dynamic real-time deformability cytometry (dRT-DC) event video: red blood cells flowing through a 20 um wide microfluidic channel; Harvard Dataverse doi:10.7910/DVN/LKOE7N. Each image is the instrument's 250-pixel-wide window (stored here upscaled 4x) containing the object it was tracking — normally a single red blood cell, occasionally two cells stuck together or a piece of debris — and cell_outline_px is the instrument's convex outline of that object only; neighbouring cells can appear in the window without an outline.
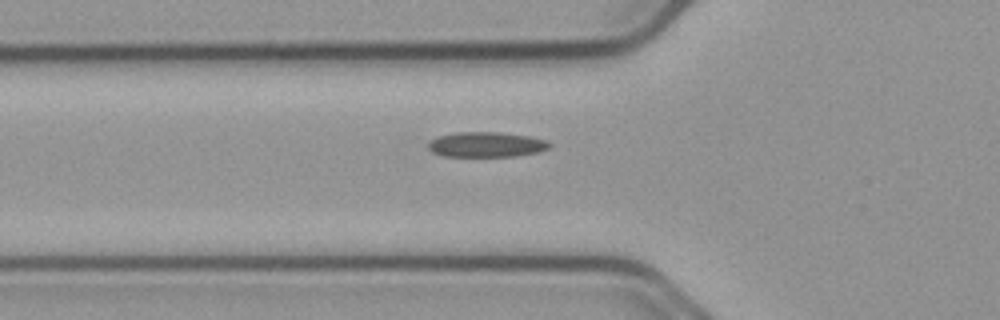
{"species": "common noctule bat (a hibernating species)", "species_latin": "Nyctalus noctula", "temperature_condition": "cold", "stored_images_in_passage": 41, "camera_frame_rate_fps": 3000, "um_per_image_px": 0.085, "animal": {"sex": "male", "body_mass_g": 23.1, "forearm_length_mm": 52.7}, "frame": {"image": 1, "passage_image": 7, "time_ms": 2.0, "image_size_px": [1000, 320], "cell_outline_px": [[552, 144], [548, 148], [540, 152], [516, 156], [440, 156], [432, 152], [428, 148], [428, 144], [436, 136], [456, 132], [500, 132], [528, 136], [544, 140]], "centroid_in_image_um": [41.31, 12.29], "position_along_channel_um": 84.5, "area_um2": 17.8}}
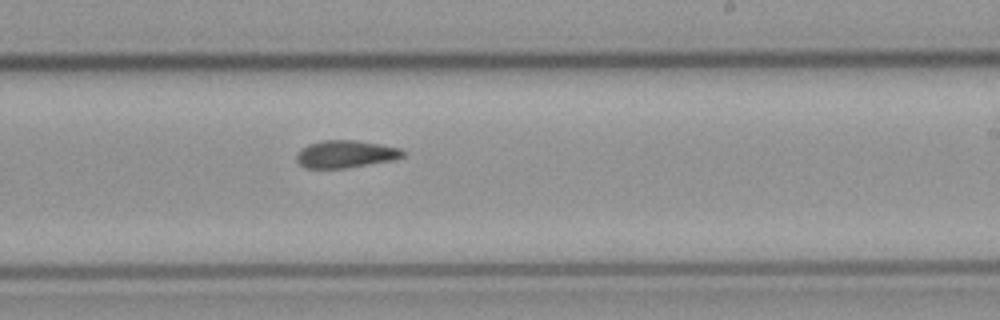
{"frame": {"image": 2, "passage_image": 21, "time_ms": 6.667, "image_size_px": [1000, 320], "cell_outline_px": [[404, 156], [392, 160], [344, 168], [304, 168], [296, 160], [296, 156], [308, 144], [324, 140], [356, 140], [380, 144], [400, 148], [404, 152]], "centroid_in_image_um": [29.38, 13.09], "position_along_channel_um": 259.6, "area_um2": 16.76}}
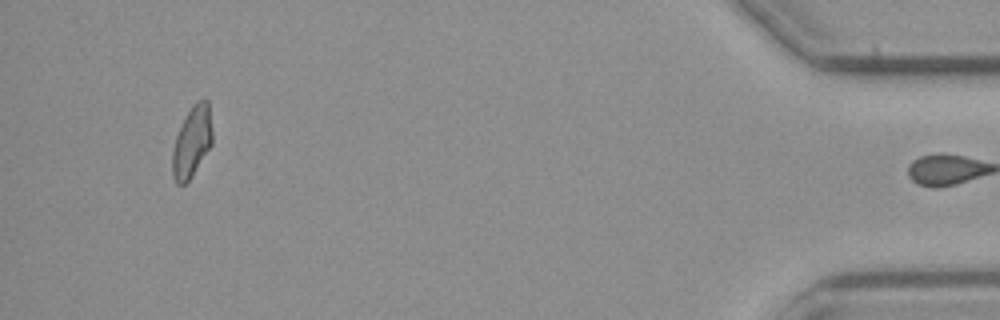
{"frame": {"image": 3, "passage_image": 40, "time_ms": 13.0, "image_size_px": [1000, 320], "cell_outline_px": [[212, 144], [188, 180], [184, 184], [176, 184], [172, 176], [172, 152], [176, 136], [192, 104], [196, 100], [208, 100], [212, 132]], "centroid_in_image_um": [16.31, 12.04], "position_along_channel_um": 418.9, "area_um2": 16.18}, "authors_computed_cell_mechanics": {"area_um2": 16.762, "velocity_mm_per_s": 3.7339, "shape_relaxation_time_tau1_ms": null, "shape_relaxation_time_tau2_ms": 9.9745, "deformation_change_tau1": null, "deformation_change_tau2": 0.1512}}